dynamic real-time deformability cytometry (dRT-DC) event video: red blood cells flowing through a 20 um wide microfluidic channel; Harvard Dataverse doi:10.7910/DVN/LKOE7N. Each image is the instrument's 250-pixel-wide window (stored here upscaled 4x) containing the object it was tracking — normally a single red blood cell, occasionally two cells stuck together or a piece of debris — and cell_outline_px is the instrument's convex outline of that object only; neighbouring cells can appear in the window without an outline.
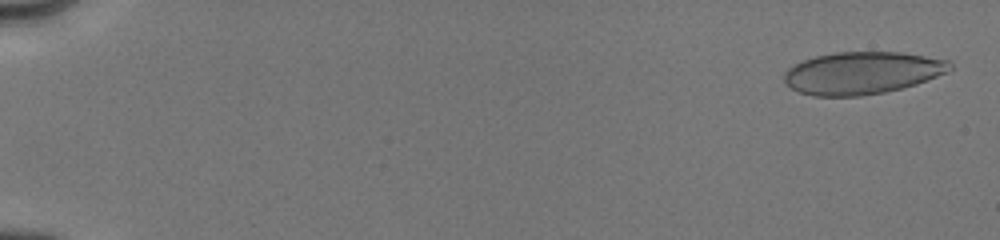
{"species": "human", "species_latin": "Homo sapiens", "temperature_condition": "cold", "stored_images_in_passage": 114, "camera_frame_rate_fps": 3000, "um_per_image_px": 0.085, "donor": {"sex": "male"}, "frame": {"image": 1, "passage_image": 2, "time_ms": 0.333, "image_size_px": [1000, 240], "cell_outline_px": [[952, 68], [948, 72], [916, 84], [884, 92], [860, 96], [816, 96], [800, 92], [792, 88], [784, 80], [784, 72], [788, 68], [804, 60], [816, 56], [836, 52], [900, 52], [948, 60], [952, 64]], "centroid_in_image_um": [73.29, 6.19], "position_along_channel_um": 11.7, "area_um2": 40.63}}
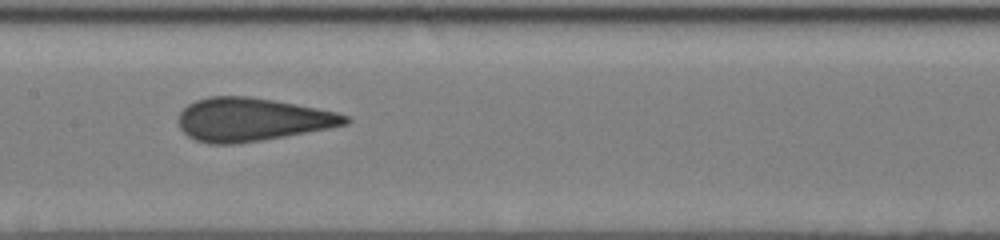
{"frame": {"image": 2, "passage_image": 55, "time_ms": 9.0, "image_size_px": [1000, 240], "cell_outline_px": [[352, 120], [348, 124], [328, 128], [284, 136], [236, 144], [208, 144], [196, 140], [188, 136], [180, 128], [180, 112], [188, 104], [196, 100], [208, 96], [248, 96], [296, 104], [336, 112], [348, 116]], "centroid_in_image_um": [21.41, 10.16], "position_along_channel_um": 186.0, "area_um2": 41.73}}
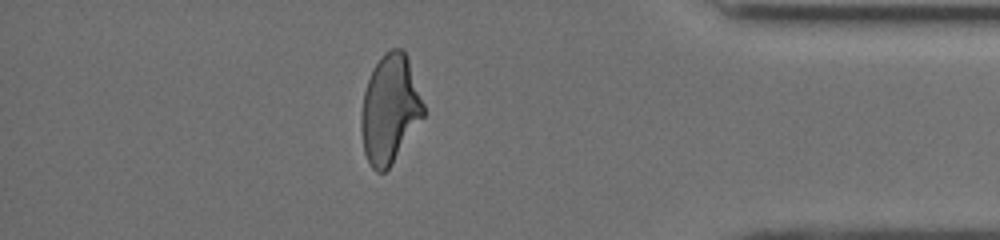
{"frame": {"image": 3, "passage_image": 96, "time_ms": 15.0, "image_size_px": [1000, 240], "cell_outline_px": [[424, 116], [388, 168], [384, 172], [376, 172], [372, 168], [364, 152], [360, 128], [360, 116], [364, 92], [368, 80], [376, 64], [384, 52], [392, 48], [400, 48], [404, 52], [408, 60], [424, 104]], "centroid_in_image_um": [33.11, 9.28], "position_along_channel_um": 402.1, "area_um2": 38.78}, "authors_computed_cell_mechanics": {"area_um2": 41.2692, "velocity_mm_per_s": 4.0331, "shape_relaxation_time_tau1_ms": 6.3337, "shape_relaxation_time_tau2_ms": 0.9256, "deformation_change_tau1": 0.1613, "deformation_change_tau2": 0.0634}}